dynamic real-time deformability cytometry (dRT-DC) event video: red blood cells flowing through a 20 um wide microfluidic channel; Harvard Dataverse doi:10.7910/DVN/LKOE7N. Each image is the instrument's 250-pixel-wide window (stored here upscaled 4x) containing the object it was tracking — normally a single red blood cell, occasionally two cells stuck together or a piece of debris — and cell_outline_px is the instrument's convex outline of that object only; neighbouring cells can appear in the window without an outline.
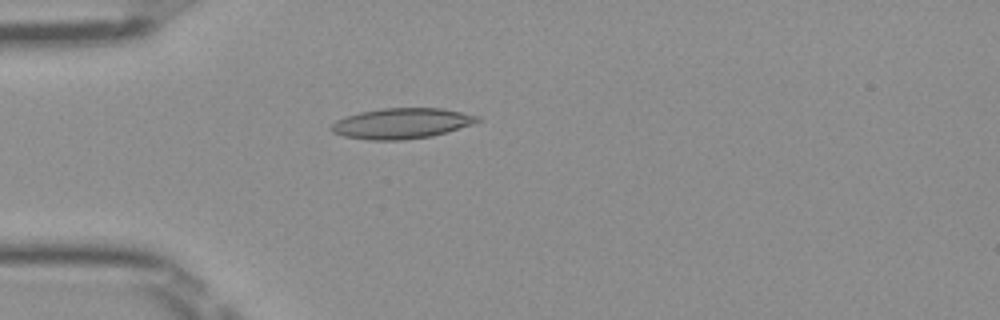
{"species": "Egyptian fruit bat (a non-hibernating species)", "species_latin": "Rousettus aegyptiacus", "temperature_condition": "room temperature", "stored_images_in_passage": 50, "camera_frame_rate_fps": 3000, "um_per_image_px": 0.085, "frame": {"image": 1, "passage_image": 14, "time_ms": 4.333, "image_size_px": [1000, 320], "cell_outline_px": [[480, 120], [472, 124], [432, 136], [400, 140], [368, 140], [344, 136], [332, 132], [328, 128], [336, 120], [360, 112], [384, 108], [444, 108], [480, 116]], "centroid_in_image_um": [34.12, 10.49], "position_along_channel_um": 50.9, "area_um2": 25.89}}
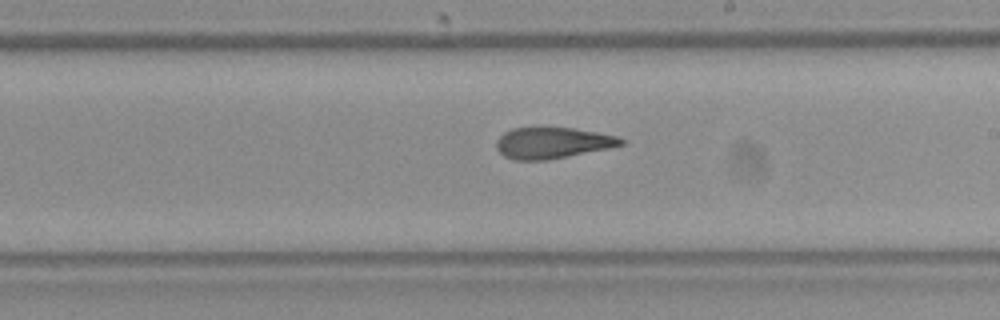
{"frame": {"image": 2, "passage_image": 29, "time_ms": 9.333, "image_size_px": [1000, 320], "cell_outline_px": [[624, 144], [608, 148], [548, 160], [516, 160], [504, 156], [496, 148], [496, 140], [504, 132], [512, 128], [544, 124], [572, 128], [620, 136], [624, 140]], "centroid_in_image_um": [46.92, 12.09], "position_along_channel_um": 242.1, "area_um2": 23.35}}
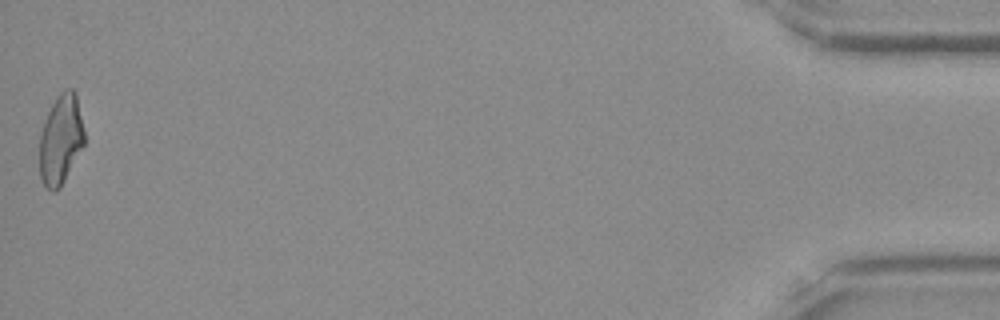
{"frame": {"image": 3, "passage_image": 50, "time_ms": 16.333, "image_size_px": [1000, 320], "cell_outline_px": [[84, 144], [60, 188], [56, 192], [52, 192], [44, 184], [40, 176], [40, 132], [48, 112], [56, 96], [64, 88], [72, 88], [76, 92], [84, 128]], "centroid_in_image_um": [5.17, 11.82], "position_along_channel_um": 430.0, "area_um2": 23.47}, "authors_computed_cell_mechanics": {"area_um2": 23.8425, "velocity_mm_per_s": 4.0443, "shape_relaxation_time_tau1_ms": 9.1493, "shape_relaxation_time_tau2_ms": 2.4066, "deformation_change_tau1": 0.2448, "deformation_change_tau2": 0.0997}}